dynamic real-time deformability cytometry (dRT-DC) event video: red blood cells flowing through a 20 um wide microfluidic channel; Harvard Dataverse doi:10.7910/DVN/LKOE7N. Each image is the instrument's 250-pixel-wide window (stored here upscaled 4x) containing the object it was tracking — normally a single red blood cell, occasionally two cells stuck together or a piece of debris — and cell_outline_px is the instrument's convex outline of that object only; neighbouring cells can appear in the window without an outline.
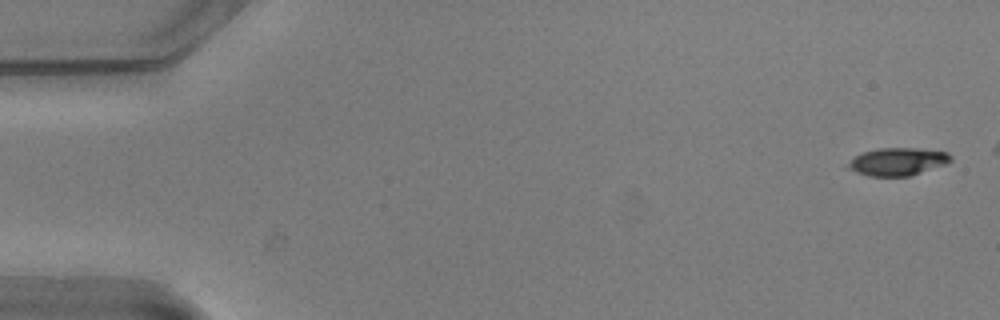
{"species": "common noctule bat (a hibernating species)", "species_latin": "Nyctalus noctula", "temperature_condition": "warm", "stored_images_in_passage": 13, "camera_frame_rate_fps": 3000, "um_per_image_px": 0.085, "animal": {"sex": "male", "body_mass_g": 20.5, "forearm_length_mm": 52.5}, "frame": {"image": 1, "passage_image": 2, "time_ms": 0.333, "image_size_px": [1000, 320], "cell_outline_px": [[952, 160], [944, 164], [908, 176], [868, 176], [856, 172], [848, 168], [848, 164], [860, 152], [880, 148], [916, 148], [948, 152], [952, 156]], "centroid_in_image_um": [76.29, 13.73], "position_along_channel_um": 8.7, "area_um2": 16.36}}